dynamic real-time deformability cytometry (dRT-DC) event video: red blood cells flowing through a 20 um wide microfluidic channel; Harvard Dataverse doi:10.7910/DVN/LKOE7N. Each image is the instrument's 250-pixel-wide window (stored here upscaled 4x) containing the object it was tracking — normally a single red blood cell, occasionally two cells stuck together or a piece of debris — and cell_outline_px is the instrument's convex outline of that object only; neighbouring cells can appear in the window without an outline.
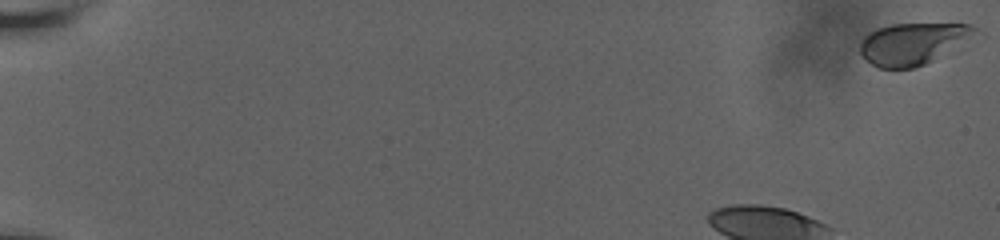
{"species": "human", "species_latin": "Homo sapiens", "temperature_condition": "room temperature", "stored_images_in_passage": 32, "camera_frame_rate_fps": 3000, "um_per_image_px": 0.085, "donor": {"sex": "male"}, "frame": {"image": 1, "passage_image": 1, "time_ms": 0.0, "image_size_px": [1000, 240], "cell_outline_px": [[980, 28], [932, 60], [924, 64], [912, 68], [880, 68], [864, 60], [860, 52], [860, 40], [868, 32], [876, 28], [892, 24], [972, 24]], "centroid_in_image_um": [77.43, 3.7], "position_along_channel_um": 7.6, "area_um2": 27.11}}
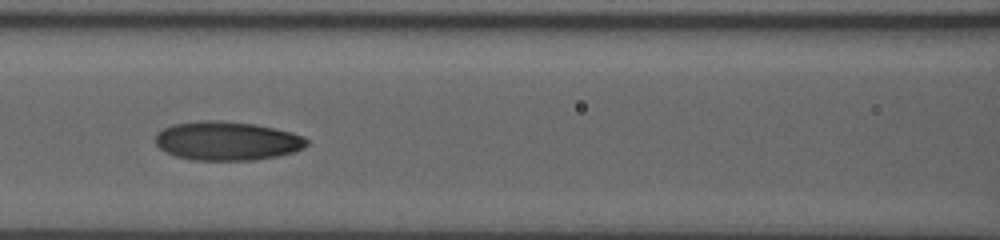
{"frame": {"image": 2, "passage_image": 25, "time_ms": 7.667, "image_size_px": [1000, 240], "cell_outline_px": [[308, 144], [304, 148], [292, 152], [276, 156], [256, 160], [192, 160], [176, 156], [164, 152], [156, 144], [156, 132], [172, 124], [200, 120], [220, 120], [256, 124], [292, 132], [304, 136], [308, 140]], "centroid_in_image_um": [19.29, 11.97], "position_along_channel_um": 147.3, "area_um2": 34.56}}
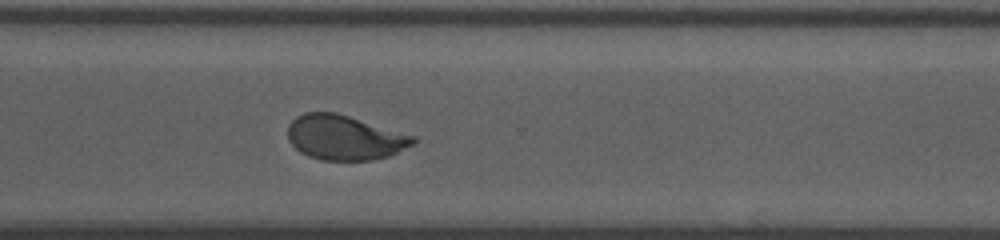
{"frame": {"image": 3, "passage_image": 32, "time_ms": 13.0, "image_size_px": [1000, 240], "cell_outline_px": [[416, 140], [412, 144], [388, 156], [372, 160], [320, 160], [308, 156], [300, 152], [288, 140], [288, 124], [296, 116], [304, 112], [336, 112], [416, 136]], "centroid_in_image_um": [29.25, 11.68], "position_along_channel_um": 341.3, "area_um2": 32.66}}